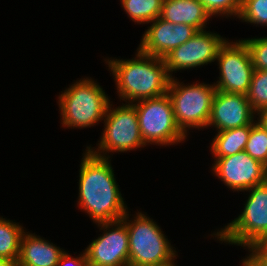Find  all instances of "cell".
Instances as JSON below:
<instances>
[{
	"label": "cell",
	"instance_id": "1",
	"mask_svg": "<svg viewBox=\"0 0 267 266\" xmlns=\"http://www.w3.org/2000/svg\"><path fill=\"white\" fill-rule=\"evenodd\" d=\"M109 160L86 149L80 164L77 203L96 225L120 220L128 211Z\"/></svg>",
	"mask_w": 267,
	"mask_h": 266
},
{
	"label": "cell",
	"instance_id": "2",
	"mask_svg": "<svg viewBox=\"0 0 267 266\" xmlns=\"http://www.w3.org/2000/svg\"><path fill=\"white\" fill-rule=\"evenodd\" d=\"M104 61L114 76L122 101L134 103L167 94L171 78L163 58L151 56L137 48L136 56L132 59L108 58Z\"/></svg>",
	"mask_w": 267,
	"mask_h": 266
},
{
	"label": "cell",
	"instance_id": "3",
	"mask_svg": "<svg viewBox=\"0 0 267 266\" xmlns=\"http://www.w3.org/2000/svg\"><path fill=\"white\" fill-rule=\"evenodd\" d=\"M129 211L122 220L129 237V266H177L176 251L156 222L142 212L129 220Z\"/></svg>",
	"mask_w": 267,
	"mask_h": 266
},
{
	"label": "cell",
	"instance_id": "4",
	"mask_svg": "<svg viewBox=\"0 0 267 266\" xmlns=\"http://www.w3.org/2000/svg\"><path fill=\"white\" fill-rule=\"evenodd\" d=\"M110 99L92 78H81L61 92L58 105L62 126L86 128L103 121Z\"/></svg>",
	"mask_w": 267,
	"mask_h": 266
},
{
	"label": "cell",
	"instance_id": "5",
	"mask_svg": "<svg viewBox=\"0 0 267 266\" xmlns=\"http://www.w3.org/2000/svg\"><path fill=\"white\" fill-rule=\"evenodd\" d=\"M182 83L171 78L167 95L172 103L176 123L187 136L190 128H207L216 87L206 83Z\"/></svg>",
	"mask_w": 267,
	"mask_h": 266
},
{
	"label": "cell",
	"instance_id": "6",
	"mask_svg": "<svg viewBox=\"0 0 267 266\" xmlns=\"http://www.w3.org/2000/svg\"><path fill=\"white\" fill-rule=\"evenodd\" d=\"M109 104L104 118V130L98 147L87 149L96 156L110 158L109 152H127L146 147L142 140L136 108L132 103L118 107ZM107 155V156H106Z\"/></svg>",
	"mask_w": 267,
	"mask_h": 266
},
{
	"label": "cell",
	"instance_id": "7",
	"mask_svg": "<svg viewBox=\"0 0 267 266\" xmlns=\"http://www.w3.org/2000/svg\"><path fill=\"white\" fill-rule=\"evenodd\" d=\"M243 212L213 235L219 241L248 248L267 233V181L247 190Z\"/></svg>",
	"mask_w": 267,
	"mask_h": 266
},
{
	"label": "cell",
	"instance_id": "8",
	"mask_svg": "<svg viewBox=\"0 0 267 266\" xmlns=\"http://www.w3.org/2000/svg\"><path fill=\"white\" fill-rule=\"evenodd\" d=\"M137 112L140 132L145 145H174L186 135L178 127L171 100L167 94L132 103Z\"/></svg>",
	"mask_w": 267,
	"mask_h": 266
},
{
	"label": "cell",
	"instance_id": "9",
	"mask_svg": "<svg viewBox=\"0 0 267 266\" xmlns=\"http://www.w3.org/2000/svg\"><path fill=\"white\" fill-rule=\"evenodd\" d=\"M216 60L219 66V80L216 90L246 95L250 87L254 66L249 49L243 39L226 42L220 47Z\"/></svg>",
	"mask_w": 267,
	"mask_h": 266
},
{
	"label": "cell",
	"instance_id": "10",
	"mask_svg": "<svg viewBox=\"0 0 267 266\" xmlns=\"http://www.w3.org/2000/svg\"><path fill=\"white\" fill-rule=\"evenodd\" d=\"M225 42L226 39L217 33L197 31L193 37L163 58L168 75L173 78L174 71L205 66L216 61L219 49Z\"/></svg>",
	"mask_w": 267,
	"mask_h": 266
},
{
	"label": "cell",
	"instance_id": "11",
	"mask_svg": "<svg viewBox=\"0 0 267 266\" xmlns=\"http://www.w3.org/2000/svg\"><path fill=\"white\" fill-rule=\"evenodd\" d=\"M97 226L104 232L85 248L87 263L93 266H129V237L125 222L120 219Z\"/></svg>",
	"mask_w": 267,
	"mask_h": 266
},
{
	"label": "cell",
	"instance_id": "12",
	"mask_svg": "<svg viewBox=\"0 0 267 266\" xmlns=\"http://www.w3.org/2000/svg\"><path fill=\"white\" fill-rule=\"evenodd\" d=\"M214 160L213 174L234 192H247L267 181V167L245 151Z\"/></svg>",
	"mask_w": 267,
	"mask_h": 266
},
{
	"label": "cell",
	"instance_id": "13",
	"mask_svg": "<svg viewBox=\"0 0 267 266\" xmlns=\"http://www.w3.org/2000/svg\"><path fill=\"white\" fill-rule=\"evenodd\" d=\"M256 115L246 95L216 90L207 127L214 126L219 132L252 125Z\"/></svg>",
	"mask_w": 267,
	"mask_h": 266
},
{
	"label": "cell",
	"instance_id": "14",
	"mask_svg": "<svg viewBox=\"0 0 267 266\" xmlns=\"http://www.w3.org/2000/svg\"><path fill=\"white\" fill-rule=\"evenodd\" d=\"M144 32L139 49L151 56L164 58L198 31L188 24H174L158 17Z\"/></svg>",
	"mask_w": 267,
	"mask_h": 266
},
{
	"label": "cell",
	"instance_id": "15",
	"mask_svg": "<svg viewBox=\"0 0 267 266\" xmlns=\"http://www.w3.org/2000/svg\"><path fill=\"white\" fill-rule=\"evenodd\" d=\"M65 251L52 242L24 232L20 241V254L17 261L21 266H56Z\"/></svg>",
	"mask_w": 267,
	"mask_h": 266
},
{
	"label": "cell",
	"instance_id": "16",
	"mask_svg": "<svg viewBox=\"0 0 267 266\" xmlns=\"http://www.w3.org/2000/svg\"><path fill=\"white\" fill-rule=\"evenodd\" d=\"M160 18L174 24H188L205 30L211 15L199 0H164Z\"/></svg>",
	"mask_w": 267,
	"mask_h": 266
},
{
	"label": "cell",
	"instance_id": "17",
	"mask_svg": "<svg viewBox=\"0 0 267 266\" xmlns=\"http://www.w3.org/2000/svg\"><path fill=\"white\" fill-rule=\"evenodd\" d=\"M252 125H245L217 132L212 140L211 154L214 159L244 151Z\"/></svg>",
	"mask_w": 267,
	"mask_h": 266
},
{
	"label": "cell",
	"instance_id": "18",
	"mask_svg": "<svg viewBox=\"0 0 267 266\" xmlns=\"http://www.w3.org/2000/svg\"><path fill=\"white\" fill-rule=\"evenodd\" d=\"M24 232L18 223L0 217V258L18 261L20 241Z\"/></svg>",
	"mask_w": 267,
	"mask_h": 266
},
{
	"label": "cell",
	"instance_id": "19",
	"mask_svg": "<svg viewBox=\"0 0 267 266\" xmlns=\"http://www.w3.org/2000/svg\"><path fill=\"white\" fill-rule=\"evenodd\" d=\"M164 0H120L128 17L137 24L150 23L160 17Z\"/></svg>",
	"mask_w": 267,
	"mask_h": 266
},
{
	"label": "cell",
	"instance_id": "20",
	"mask_svg": "<svg viewBox=\"0 0 267 266\" xmlns=\"http://www.w3.org/2000/svg\"><path fill=\"white\" fill-rule=\"evenodd\" d=\"M246 97L256 113L267 109V70L254 69Z\"/></svg>",
	"mask_w": 267,
	"mask_h": 266
},
{
	"label": "cell",
	"instance_id": "21",
	"mask_svg": "<svg viewBox=\"0 0 267 266\" xmlns=\"http://www.w3.org/2000/svg\"><path fill=\"white\" fill-rule=\"evenodd\" d=\"M244 151L267 167V131L256 120L252 124Z\"/></svg>",
	"mask_w": 267,
	"mask_h": 266
},
{
	"label": "cell",
	"instance_id": "22",
	"mask_svg": "<svg viewBox=\"0 0 267 266\" xmlns=\"http://www.w3.org/2000/svg\"><path fill=\"white\" fill-rule=\"evenodd\" d=\"M238 18L256 26H267V0H243Z\"/></svg>",
	"mask_w": 267,
	"mask_h": 266
},
{
	"label": "cell",
	"instance_id": "23",
	"mask_svg": "<svg viewBox=\"0 0 267 266\" xmlns=\"http://www.w3.org/2000/svg\"><path fill=\"white\" fill-rule=\"evenodd\" d=\"M212 16H235L238 18L243 0H199Z\"/></svg>",
	"mask_w": 267,
	"mask_h": 266
},
{
	"label": "cell",
	"instance_id": "24",
	"mask_svg": "<svg viewBox=\"0 0 267 266\" xmlns=\"http://www.w3.org/2000/svg\"><path fill=\"white\" fill-rule=\"evenodd\" d=\"M247 45L254 69L267 70V37L243 40Z\"/></svg>",
	"mask_w": 267,
	"mask_h": 266
},
{
	"label": "cell",
	"instance_id": "25",
	"mask_svg": "<svg viewBox=\"0 0 267 266\" xmlns=\"http://www.w3.org/2000/svg\"><path fill=\"white\" fill-rule=\"evenodd\" d=\"M249 256L243 260L249 266H267V248H248Z\"/></svg>",
	"mask_w": 267,
	"mask_h": 266
},
{
	"label": "cell",
	"instance_id": "26",
	"mask_svg": "<svg viewBox=\"0 0 267 266\" xmlns=\"http://www.w3.org/2000/svg\"><path fill=\"white\" fill-rule=\"evenodd\" d=\"M87 264V257L85 251L77 257H72L66 251L61 255L59 263L56 266H85Z\"/></svg>",
	"mask_w": 267,
	"mask_h": 266
},
{
	"label": "cell",
	"instance_id": "27",
	"mask_svg": "<svg viewBox=\"0 0 267 266\" xmlns=\"http://www.w3.org/2000/svg\"><path fill=\"white\" fill-rule=\"evenodd\" d=\"M257 121L267 131V109L257 113Z\"/></svg>",
	"mask_w": 267,
	"mask_h": 266
},
{
	"label": "cell",
	"instance_id": "28",
	"mask_svg": "<svg viewBox=\"0 0 267 266\" xmlns=\"http://www.w3.org/2000/svg\"><path fill=\"white\" fill-rule=\"evenodd\" d=\"M248 248H267V233L260 241L253 243Z\"/></svg>",
	"mask_w": 267,
	"mask_h": 266
},
{
	"label": "cell",
	"instance_id": "29",
	"mask_svg": "<svg viewBox=\"0 0 267 266\" xmlns=\"http://www.w3.org/2000/svg\"><path fill=\"white\" fill-rule=\"evenodd\" d=\"M16 265H17V262L15 261L0 258V266H16Z\"/></svg>",
	"mask_w": 267,
	"mask_h": 266
},
{
	"label": "cell",
	"instance_id": "30",
	"mask_svg": "<svg viewBox=\"0 0 267 266\" xmlns=\"http://www.w3.org/2000/svg\"><path fill=\"white\" fill-rule=\"evenodd\" d=\"M242 266H249L244 260H242Z\"/></svg>",
	"mask_w": 267,
	"mask_h": 266
}]
</instances>
